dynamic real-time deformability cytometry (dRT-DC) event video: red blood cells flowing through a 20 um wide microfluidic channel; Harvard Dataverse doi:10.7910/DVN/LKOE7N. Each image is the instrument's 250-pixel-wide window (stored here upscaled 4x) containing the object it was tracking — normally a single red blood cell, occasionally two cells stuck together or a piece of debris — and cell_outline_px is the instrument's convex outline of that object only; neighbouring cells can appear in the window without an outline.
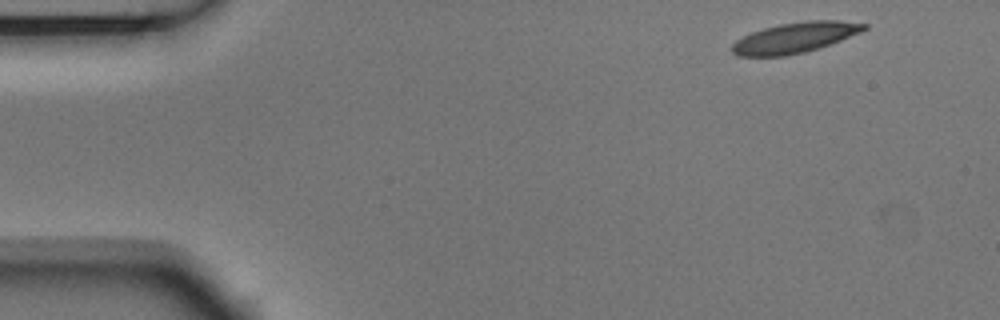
{"species": "Egyptian fruit bat (a non-hibernating species)", "species_latin": "Rousettus aegyptiacus", "temperature_condition": "room temperature", "stored_images_in_passage": 4, "segment_of_instrument_passage": [2, 2], "camera_frame_rate_fps": 3000, "um_per_image_px": 0.085, "animal": {"sex": "male"}, "frame": {"image": 1, "passage_image": 4, "time_ms": 1.0, "image_size_px": [1000, 320], "cell_outline_px": [[868, 28], [860, 32], [840, 40], [804, 52], [784, 56], [740, 56], [732, 52], [732, 44], [736, 40], [752, 32], [764, 28], [780, 24], [808, 20], [840, 20], [868, 24]], "centroid_in_image_um": [67.57, 3.19], "position_along_channel_um": 17.4, "area_um2": 23.12}}